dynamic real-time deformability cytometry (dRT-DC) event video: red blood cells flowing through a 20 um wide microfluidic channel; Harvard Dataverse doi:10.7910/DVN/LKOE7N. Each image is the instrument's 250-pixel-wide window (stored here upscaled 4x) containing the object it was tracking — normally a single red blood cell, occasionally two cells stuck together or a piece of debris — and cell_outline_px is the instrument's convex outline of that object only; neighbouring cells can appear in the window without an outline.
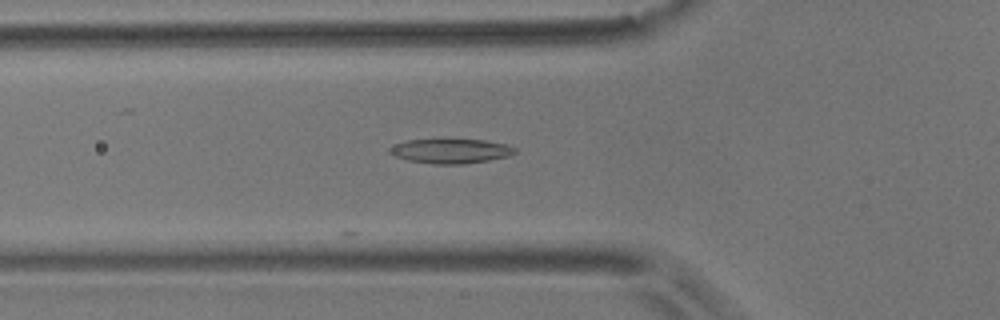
{"species": "common noctule bat (a hibernating species)", "species_latin": "Nyctalus noctula", "temperature_condition": "room temperature", "stored_images_in_passage": 9, "camera_frame_rate_fps": 3000, "um_per_image_px": 0.085, "animal": {"sex": "male", "body_mass_g": 17.9}, "frame": {"image": 1, "passage_image": 3, "time_ms": 0.667, "image_size_px": [1000, 320], "cell_outline_px": [[516, 152], [508, 156], [488, 160], [464, 164], [432, 164], [408, 160], [396, 156], [388, 152], [388, 148], [396, 144], [408, 140], [484, 140], [504, 144], [516, 148]], "centroid_in_image_um": [38.3, 12.85], "position_along_channel_um": 87.5, "area_um2": 17.63}}
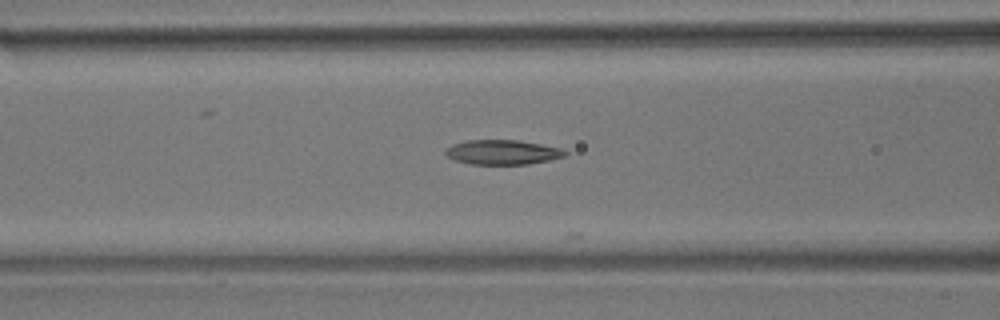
{"frame": {"image": 2, "passage_image": 6, "time_ms": 1.667, "image_size_px": [1000, 320], "cell_outline_px": [[568, 152], [564, 156], [548, 160], [528, 164], [468, 164], [456, 160], [448, 156], [444, 152], [452, 144], [468, 140], [520, 140], [560, 148]], "centroid_in_image_um": [42.71, 12.93], "position_along_channel_um": 123.9, "area_um2": 16.99}}